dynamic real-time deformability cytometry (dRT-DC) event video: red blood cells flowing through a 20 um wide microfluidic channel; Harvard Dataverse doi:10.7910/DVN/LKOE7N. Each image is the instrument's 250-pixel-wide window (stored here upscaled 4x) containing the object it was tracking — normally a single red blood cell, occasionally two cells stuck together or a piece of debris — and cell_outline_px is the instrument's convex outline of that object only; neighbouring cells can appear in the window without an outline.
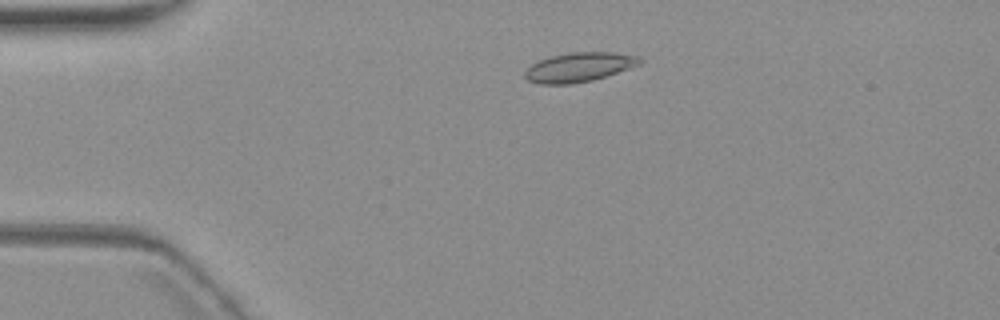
{"species": "common noctule bat (a hibernating species)", "species_latin": "Nyctalus noctula", "temperature_condition": "warm", "stored_images_in_passage": 5, "camera_frame_rate_fps": 3000, "um_per_image_px": 0.085, "animal": {"sex": "female", "body_mass_g": 19.3, "forearm_length_mm": 54.1}, "frame": {"image": 1, "passage_image": 3, "time_ms": 2.333, "image_size_px": [1000, 320], "cell_outline_px": [[644, 60], [640, 64], [592, 80], [572, 84], [540, 84], [528, 80], [524, 76], [524, 72], [532, 64], [540, 60], [552, 56], [572, 52], [612, 52], [640, 56]], "centroid_in_image_um": [49.22, 5.7], "position_along_channel_um": 35.8, "area_um2": 19.42}}
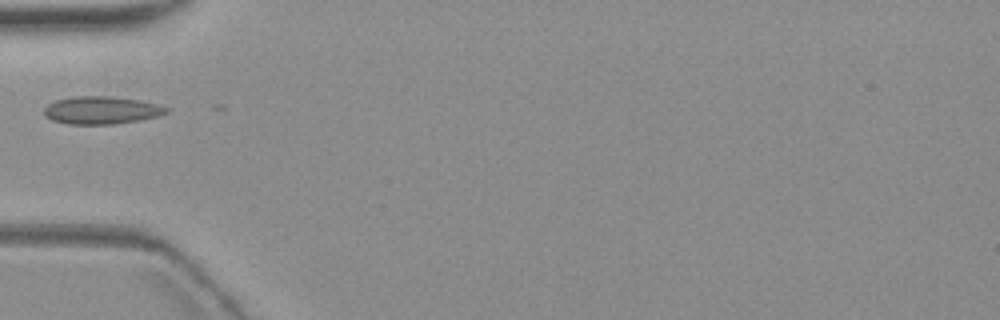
{"frame": {"image": 2, "passage_image": 5, "time_ms": 4.667, "image_size_px": [1000, 320], "cell_outline_px": [[168, 112], [156, 116], [140, 120], [112, 124], [68, 124], [52, 120], [44, 116], [44, 108], [48, 104], [56, 100], [72, 96], [108, 96], [140, 100], [156, 104], [168, 108]], "centroid_in_image_um": [8.58, 9.36], "position_along_channel_um": 76.4, "area_um2": 19.65}}